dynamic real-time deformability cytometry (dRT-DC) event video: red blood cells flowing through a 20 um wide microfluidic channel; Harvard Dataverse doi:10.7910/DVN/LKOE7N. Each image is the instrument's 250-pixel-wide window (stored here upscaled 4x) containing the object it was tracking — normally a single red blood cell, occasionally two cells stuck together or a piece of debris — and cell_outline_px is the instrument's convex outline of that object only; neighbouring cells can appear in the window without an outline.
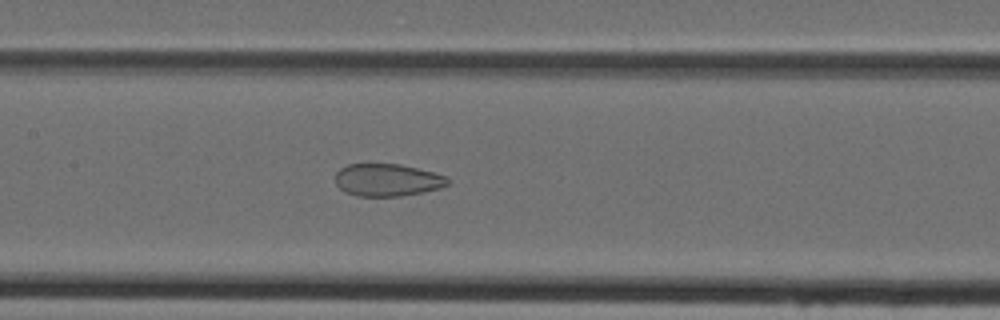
{"species": "Egyptian fruit bat (a non-hibernating species)", "species_latin": "Rousettus aegyptiacus", "temperature_condition": "cold", "stored_images_in_passage": 47, "camera_frame_rate_fps": 3000, "um_per_image_px": 0.085, "animal": {"sex": "female"}, "frame": {"image": 1, "passage_image": 23, "time_ms": 7.333, "image_size_px": [1000, 320], "cell_outline_px": [[448, 184], [440, 188], [400, 196], [356, 196], [344, 192], [336, 184], [336, 172], [340, 168], [348, 164], [400, 164], [432, 172], [444, 176], [448, 180]], "centroid_in_image_um": [32.87, 15.3], "position_along_channel_um": 174.5, "area_um2": 21.04}}
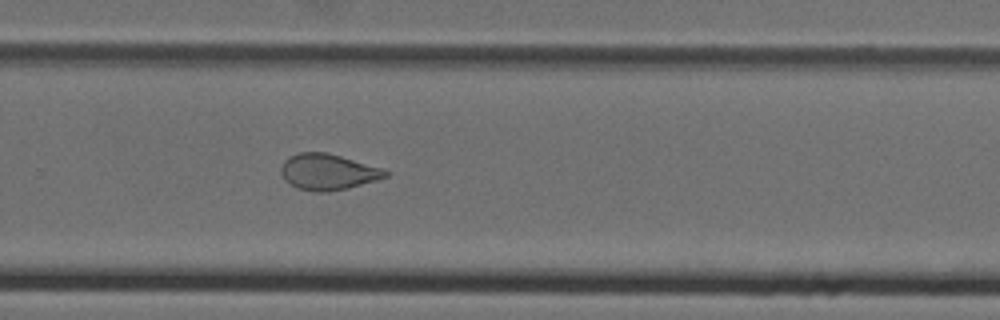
{"frame": {"image": 2, "passage_image": 32, "time_ms": 10.333, "image_size_px": [1000, 320], "cell_outline_px": [[388, 176], [376, 180], [348, 188], [328, 192], [316, 192], [296, 188], [284, 180], [280, 172], [280, 168], [284, 160], [288, 156], [300, 152], [328, 152], [384, 168], [388, 172]], "centroid_in_image_um": [27.85, 14.6], "position_along_channel_um": 301.9, "area_um2": 22.2}}
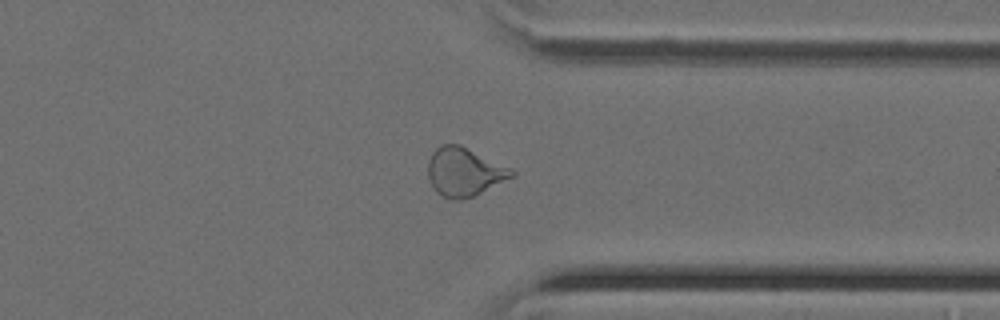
{"frame": {"image": 3, "passage_image": 37, "time_ms": 12.0, "image_size_px": [1000, 320], "cell_outline_px": [[516, 176], [472, 196], [460, 200], [456, 200], [444, 196], [436, 192], [428, 176], [428, 160], [432, 152], [436, 148], [444, 144], [460, 144], [512, 168], [516, 172]], "centroid_in_image_um": [39.49, 14.59], "position_along_channel_um": 371.9, "area_um2": 23.64}}